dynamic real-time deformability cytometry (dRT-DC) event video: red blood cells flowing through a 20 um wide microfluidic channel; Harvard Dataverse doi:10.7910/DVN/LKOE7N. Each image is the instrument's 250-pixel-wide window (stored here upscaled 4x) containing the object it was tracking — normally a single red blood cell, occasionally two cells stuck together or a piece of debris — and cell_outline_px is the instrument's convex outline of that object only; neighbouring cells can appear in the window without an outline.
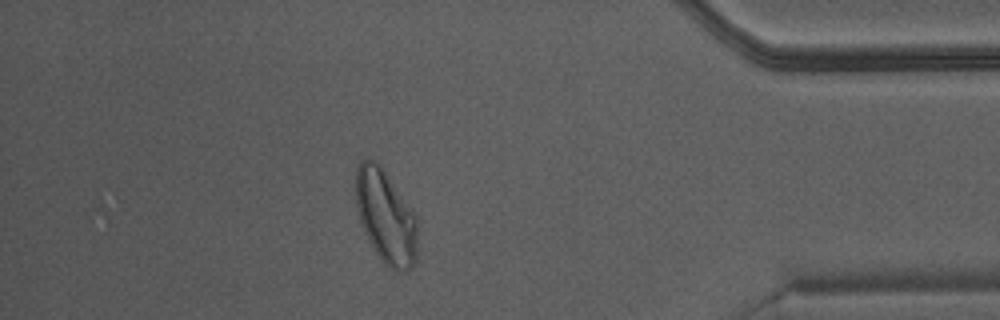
{"species": "Egyptian fruit bat (a non-hibernating species)", "species_latin": "Rousettus aegyptiacus", "temperature_condition": "warm", "stored_images_in_passage": 34, "camera_frame_rate_fps": 3000, "um_per_image_px": 0.085, "animal": {"sex": "male"}, "frame": {"image": 1, "passage_image": 29, "time_ms": 9.333, "image_size_px": [1000, 320], "cell_outline_px": [[416, 264], [412, 268], [404, 272], [400, 272], [388, 268], [380, 260], [372, 248], [364, 232], [360, 220], [356, 204], [356, 164], [360, 160], [372, 160], [384, 168], [416, 212]], "centroid_in_image_um": [32.8, 18.43], "position_along_channel_um": 402.4, "area_um2": 34.33}}